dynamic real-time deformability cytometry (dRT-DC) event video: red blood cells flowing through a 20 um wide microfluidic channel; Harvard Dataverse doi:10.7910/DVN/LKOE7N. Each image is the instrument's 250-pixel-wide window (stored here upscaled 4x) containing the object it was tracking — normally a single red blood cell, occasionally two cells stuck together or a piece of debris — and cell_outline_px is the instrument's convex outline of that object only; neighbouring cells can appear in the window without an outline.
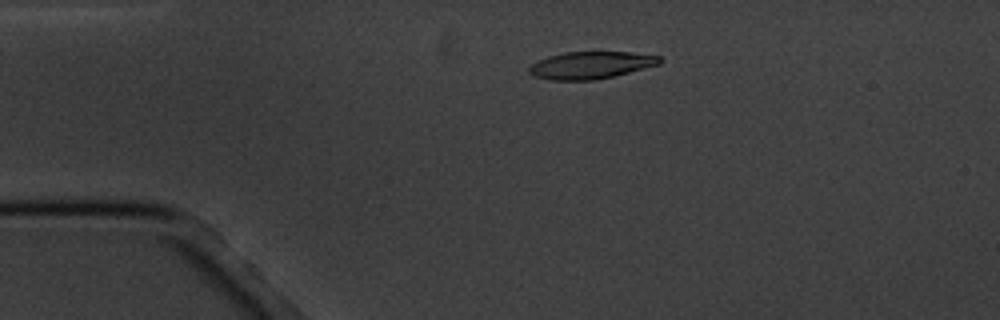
{"species": "common noctule bat (a hibernating species)", "species_latin": "Nyctalus noctula", "temperature_condition": "cold", "stored_images_in_passage": 5, "camera_frame_rate_fps": 3000, "um_per_image_px": 0.085, "animal": {"sex": "male", "body_mass_g": 20.1, "forearm_length_mm": 53.5}, "frame": {"image": 1, "passage_image": 4, "time_ms": 3.333, "image_size_px": [1000, 320], "cell_outline_px": [[664, 60], [660, 64], [612, 76], [592, 80], [548, 80], [536, 76], [528, 72], [528, 68], [532, 64], [548, 56], [564, 52], [628, 52], [660, 56]], "centroid_in_image_um": [50.22, 5.53], "position_along_channel_um": 34.8, "area_um2": 20.52}}